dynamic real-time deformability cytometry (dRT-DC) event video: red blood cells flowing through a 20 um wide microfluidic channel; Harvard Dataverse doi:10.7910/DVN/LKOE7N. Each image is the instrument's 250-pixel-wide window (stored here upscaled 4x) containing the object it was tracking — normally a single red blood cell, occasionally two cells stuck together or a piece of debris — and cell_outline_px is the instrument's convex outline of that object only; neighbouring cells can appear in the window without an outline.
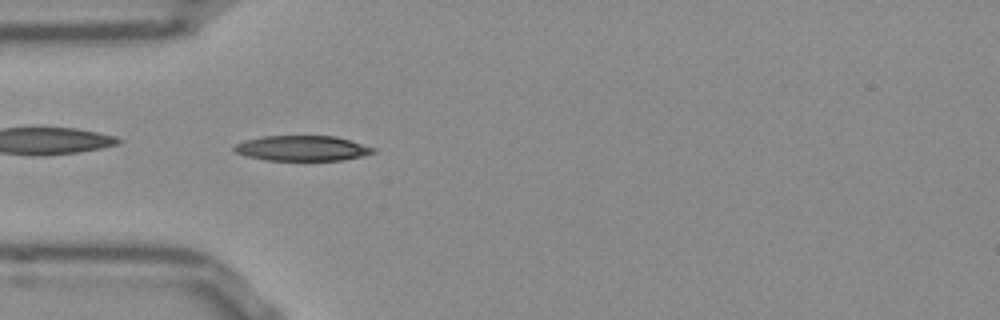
{"species": "Egyptian fruit bat (a non-hibernating species)", "species_latin": "Rousettus aegyptiacus", "temperature_condition": "room temperature", "stored_images_in_passage": 39, "camera_frame_rate_fps": 3000, "um_per_image_px": 0.085, "frame": {"image": 1, "passage_image": 2, "time_ms": 0.333, "image_size_px": [1000, 320], "cell_outline_px": [[376, 152], [360, 156], [340, 160], [268, 160], [248, 156], [236, 152], [232, 148], [236, 144], [244, 140], [264, 136], [336, 136], [376, 148]], "centroid_in_image_um": [25.69, 12.59], "position_along_channel_um": 59.3, "area_um2": 20.23}}
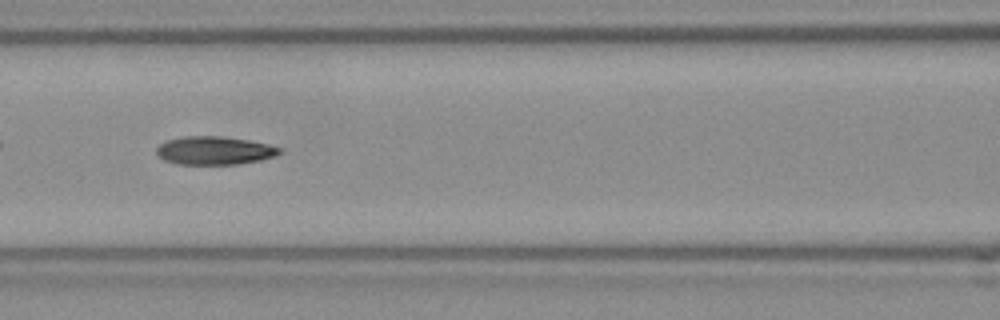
{"frame": {"image": 2, "passage_image": 9, "time_ms": 2.667, "image_size_px": [1000, 320], "cell_outline_px": [[284, 152], [276, 156], [260, 160], [240, 164], [176, 164], [164, 160], [156, 152], [156, 148], [164, 140], [180, 136], [224, 136], [248, 140], [268, 144], [284, 148]], "centroid_in_image_um": [18.26, 12.79], "position_along_channel_um": 148.3, "area_um2": 20.63}}
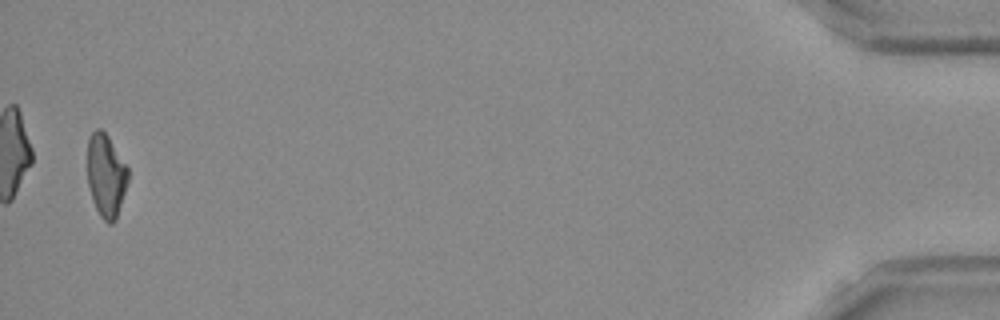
{"frame": {"image": 3, "passage_image": 38, "time_ms": 12.333, "image_size_px": [1000, 320], "cell_outline_px": [[128, 180], [116, 220], [112, 224], [108, 224], [100, 216], [92, 200], [88, 184], [88, 140], [92, 132], [96, 128], [100, 128], [108, 136], [128, 168]], "centroid_in_image_um": [9.01, 14.93], "position_along_channel_um": 426.2, "area_um2": 19.54}, "authors_computed_cell_mechanics": {"area_um2": 20.4034, "velocity_mm_per_s": 3.8577, "shape_relaxation_time_tau1_ms": 6.0774, "shape_relaxation_time_tau2_ms": 4.5385, "deformation_change_tau1": 0.2043, "deformation_change_tau2": 0.1192}}